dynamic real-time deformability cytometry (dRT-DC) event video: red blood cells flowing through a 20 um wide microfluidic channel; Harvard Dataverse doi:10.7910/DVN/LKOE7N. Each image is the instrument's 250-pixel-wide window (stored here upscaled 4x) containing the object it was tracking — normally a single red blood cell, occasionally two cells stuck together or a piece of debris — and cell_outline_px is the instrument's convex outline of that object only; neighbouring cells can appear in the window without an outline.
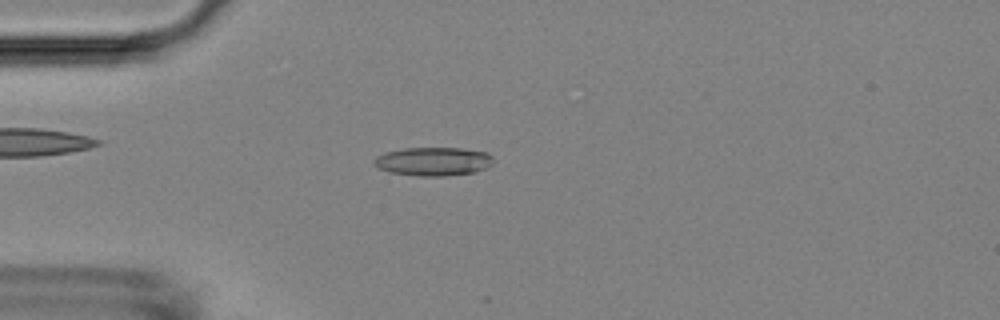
{"species": "Egyptian fruit bat (a non-hibernating species)", "species_latin": "Rousettus aegyptiacus", "temperature_condition": "room temperature", "stored_images_in_passage": 9, "camera_frame_rate_fps": 3000, "um_per_image_px": 0.085, "animal": {"sex": "female"}, "frame": {"image": 1, "passage_image": 6, "time_ms": 1.667, "image_size_px": [1000, 320], "cell_outline_px": [[492, 164], [488, 168], [472, 172], [444, 176], [420, 176], [388, 172], [376, 168], [372, 164], [372, 160], [376, 156], [384, 152], [404, 148], [464, 148], [488, 152], [492, 156]], "centroid_in_image_um": [36.79, 13.71], "position_along_channel_um": 48.2, "area_um2": 20.17}}